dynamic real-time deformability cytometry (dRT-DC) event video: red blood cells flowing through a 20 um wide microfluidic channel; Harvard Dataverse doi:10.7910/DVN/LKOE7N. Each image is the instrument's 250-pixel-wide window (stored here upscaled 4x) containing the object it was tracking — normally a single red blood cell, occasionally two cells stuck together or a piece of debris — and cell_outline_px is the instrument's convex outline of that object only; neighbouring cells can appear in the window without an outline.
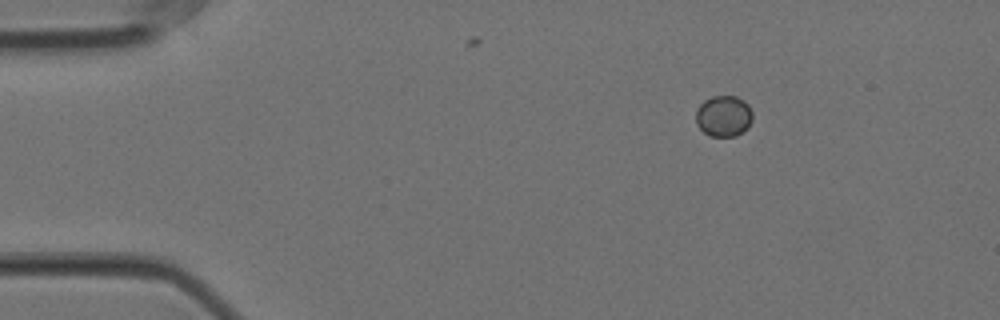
{"species": "Egyptian fruit bat (a non-hibernating species)", "species_latin": "Rousettus aegyptiacus", "temperature_condition": "cold", "stored_images_in_passage": 50, "camera_frame_rate_fps": 3000, "um_per_image_px": 0.085, "animal": {"sex": "female"}, "frame": {"image": 1, "passage_image": 1, "time_ms": 0.0, "image_size_px": [1000, 320], "cell_outline_px": [[752, 120], [748, 128], [736, 136], [712, 136], [704, 132], [696, 124], [696, 108], [704, 100], [712, 96], [736, 96], [744, 100], [748, 104], [752, 112]], "centroid_in_image_um": [61.51, 9.85], "position_along_channel_um": 23.5, "area_um2": 13.7}}
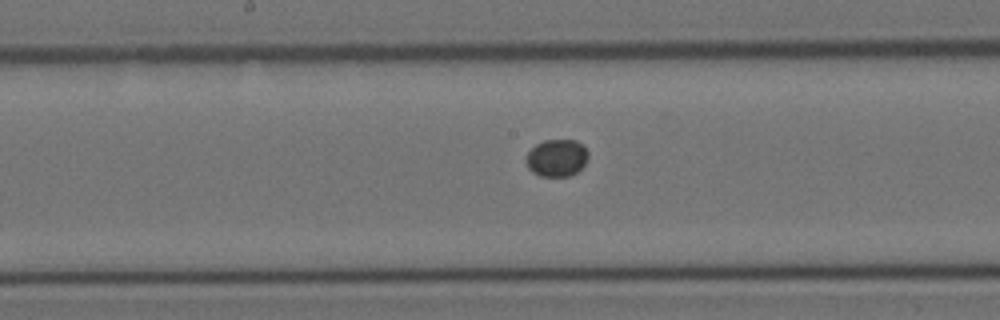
{"frame": {"image": 2, "passage_image": 22, "time_ms": 7.0, "image_size_px": [1000, 320], "cell_outline_px": [[588, 156], [584, 164], [576, 172], [568, 176], [540, 176], [532, 172], [528, 168], [528, 152], [536, 144], [544, 140], [576, 140], [584, 144], [588, 152]], "centroid_in_image_um": [47.35, 13.4], "position_along_channel_um": 200.8, "area_um2": 13.35}}
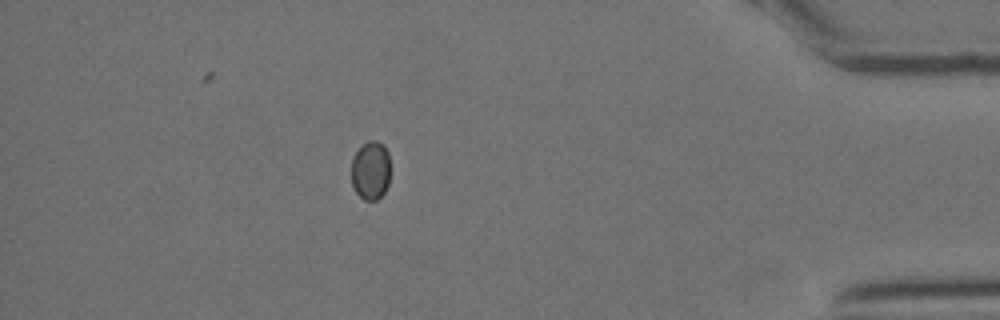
{"frame": {"image": 3, "passage_image": 43, "time_ms": 14.0, "image_size_px": [1000, 320], "cell_outline_px": [[388, 184], [384, 192], [376, 200], [364, 200], [352, 188], [352, 160], [356, 152], [368, 140], [376, 140], [384, 144], [388, 152]], "centroid_in_image_um": [31.49, 14.48], "position_along_channel_um": 403.7, "area_um2": 13.18}}